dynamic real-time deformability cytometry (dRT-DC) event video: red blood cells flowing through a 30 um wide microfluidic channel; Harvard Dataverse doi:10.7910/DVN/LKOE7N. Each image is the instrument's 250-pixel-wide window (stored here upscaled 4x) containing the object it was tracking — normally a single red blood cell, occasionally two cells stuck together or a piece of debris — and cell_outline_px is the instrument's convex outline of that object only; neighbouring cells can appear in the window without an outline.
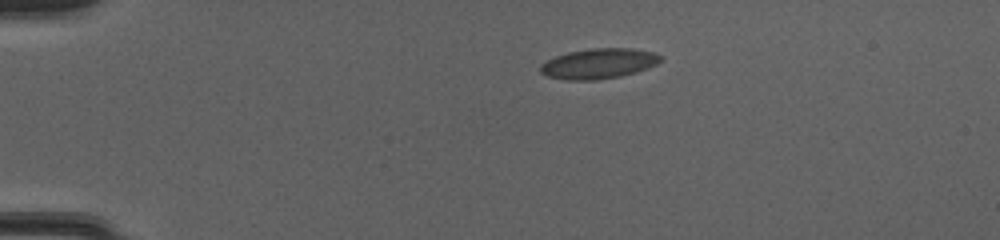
{"species": "common noctule bat (a hibernating species)", "species_latin": "Nyctalus noctula", "temperature_condition": "cold", "stored_images_in_passage": 43, "camera_frame_rate_fps": 3000, "um_per_image_px": 0.085, "animal": {"sex": "female", "body_mass_g": 20.0, "forearm_length_mm": 54.0}, "frame": {"image": 1, "passage_image": 1, "time_ms": 0.0, "image_size_px": [1000, 240], "cell_outline_px": [[664, 56], [656, 64], [648, 68], [636, 72], [620, 76], [596, 80], [564, 80], [548, 76], [540, 72], [540, 64], [556, 56], [568, 52], [592, 48], [632, 48], [652, 52]], "centroid_in_image_um": [50.89, 5.4], "position_along_channel_um": 34.1, "area_um2": 21.15}}
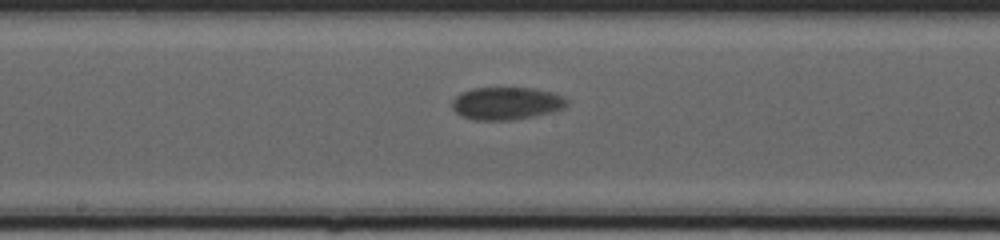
{"frame": {"image": 2, "passage_image": 19, "time_ms": 6.0, "image_size_px": [1000, 240], "cell_outline_px": [[568, 104], [564, 108], [552, 112], [512, 120], [472, 120], [460, 116], [452, 108], [452, 100], [460, 92], [472, 88], [532, 88], [552, 92], [564, 96], [568, 100]], "centroid_in_image_um": [43.03, 8.78], "position_along_channel_um": 205.2, "area_um2": 22.02}}
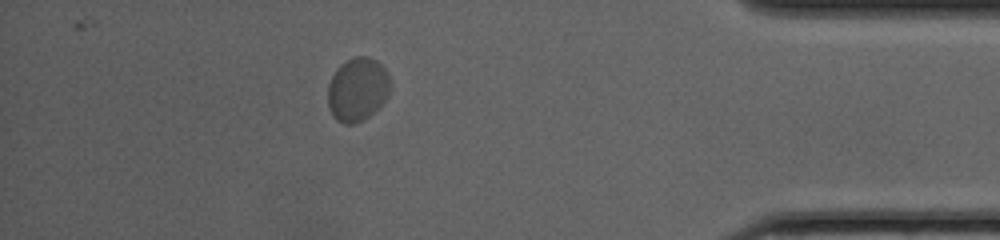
{"frame": {"image": 3, "passage_image": 37, "time_ms": 12.0, "image_size_px": [1000, 240], "cell_outline_px": [[388, 96], [380, 108], [364, 120], [356, 124], [344, 124], [336, 120], [332, 116], [328, 108], [328, 84], [336, 68], [340, 64], [356, 56], [368, 56], [376, 60], [388, 72]], "centroid_in_image_um": [30.37, 7.63], "position_along_channel_um": 404.8, "area_um2": 23.41}, "authors_computed_cell_mechanics": {"area_um2": 21.7906, "velocity_mm_per_s": 3.9369, "shape_relaxation_time_tau1_ms": 2.1925, "shape_relaxation_time_tau2_ms": null, "deformation_change_tau1": 0.0445, "deformation_change_tau2": null}}